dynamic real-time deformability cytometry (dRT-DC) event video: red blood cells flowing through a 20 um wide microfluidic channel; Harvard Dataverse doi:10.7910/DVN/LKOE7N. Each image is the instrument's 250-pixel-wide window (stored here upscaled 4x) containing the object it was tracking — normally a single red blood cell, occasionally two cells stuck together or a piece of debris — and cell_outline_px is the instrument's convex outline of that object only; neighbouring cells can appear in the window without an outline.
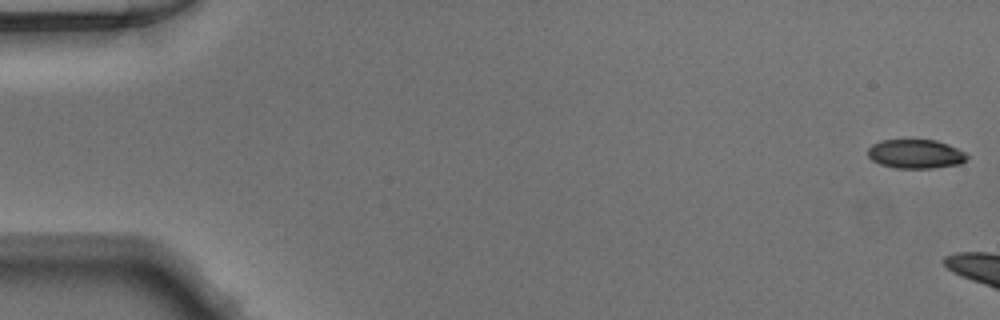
{"species": "Egyptian fruit bat (a non-hibernating species)", "species_latin": "Rousettus aegyptiacus", "temperature_condition": "warm", "stored_images_in_passage": 7, "camera_frame_rate_fps": 3000, "um_per_image_px": 0.085, "animal": {"sex": "male"}, "frame": {"image": 1, "passage_image": 1, "time_ms": 0.0, "image_size_px": [1000, 320], "cell_outline_px": [[968, 156], [960, 164], [932, 168], [896, 168], [880, 164], [872, 160], [868, 156], [868, 148], [872, 144], [880, 140], [936, 140], [948, 144], [964, 152]], "centroid_in_image_um": [77.8, 13.08], "position_along_channel_um": 7.2, "area_um2": 16.7}}